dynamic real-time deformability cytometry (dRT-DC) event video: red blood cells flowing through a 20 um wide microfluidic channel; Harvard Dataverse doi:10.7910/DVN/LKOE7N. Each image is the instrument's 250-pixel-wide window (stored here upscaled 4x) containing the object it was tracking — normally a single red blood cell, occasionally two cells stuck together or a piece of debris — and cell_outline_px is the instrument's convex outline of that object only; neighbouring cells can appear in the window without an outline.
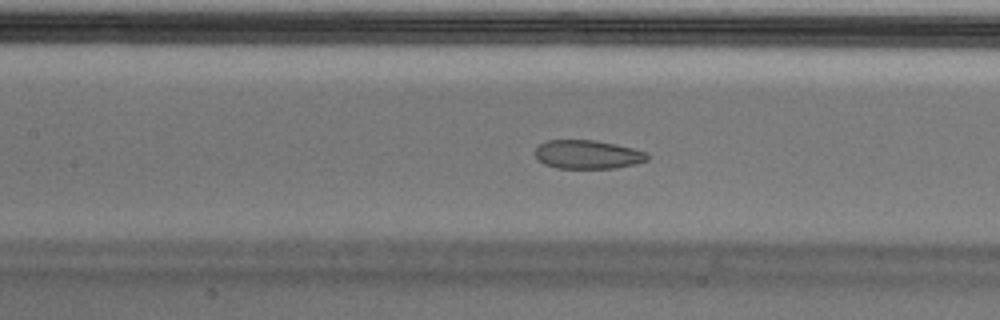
{"species": "Egyptian fruit bat (a non-hibernating species)", "species_latin": "Rousettus aegyptiacus", "temperature_condition": "cold", "stored_images_in_passage": 56, "camera_frame_rate_fps": 3000, "um_per_image_px": 0.085, "animal": {"sex": "male"}, "frame": {"image": 1, "passage_image": 25, "time_ms": 8.0, "image_size_px": [1000, 320], "cell_outline_px": [[648, 160], [636, 164], [616, 168], [556, 168], [544, 164], [536, 156], [536, 148], [540, 144], [548, 140], [596, 140], [616, 144], [648, 152]], "centroid_in_image_um": [49.99, 13.13], "position_along_channel_um": 157.4, "area_um2": 18.79}}
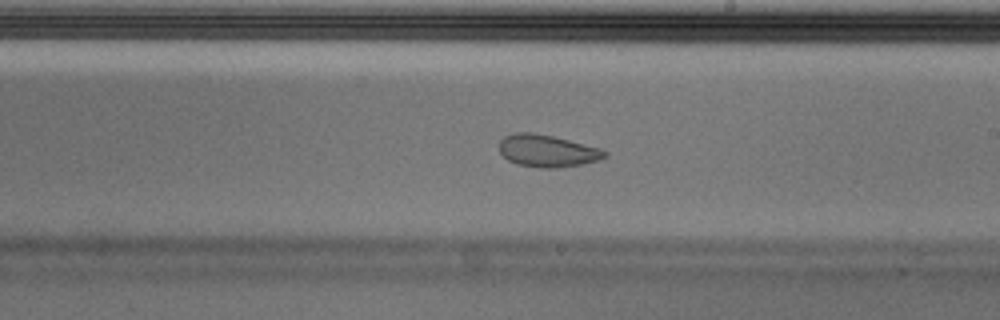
{"frame": {"image": 2, "passage_image": 32, "time_ms": 10.333, "image_size_px": [1000, 320], "cell_outline_px": [[608, 156], [600, 160], [580, 164], [556, 168], [540, 168], [516, 164], [508, 160], [500, 152], [500, 140], [504, 136], [516, 132], [532, 132], [552, 136], [600, 148], [608, 152]], "centroid_in_image_um": [46.52, 12.82], "position_along_channel_um": 242.5, "area_um2": 19.77}}